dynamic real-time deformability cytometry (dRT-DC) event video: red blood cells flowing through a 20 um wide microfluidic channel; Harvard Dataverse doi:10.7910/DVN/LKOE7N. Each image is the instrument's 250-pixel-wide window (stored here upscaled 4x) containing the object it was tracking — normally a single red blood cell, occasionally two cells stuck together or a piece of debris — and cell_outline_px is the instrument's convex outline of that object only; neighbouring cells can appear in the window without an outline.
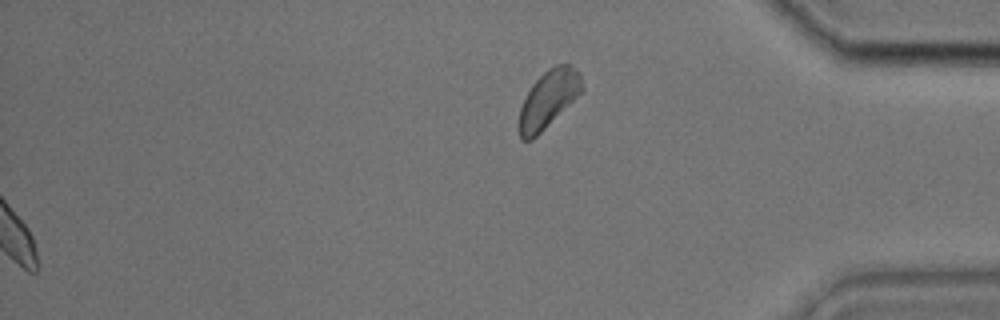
{"species": "common noctule bat (a hibernating species)", "species_latin": "Nyctalus noctula", "temperature_condition": "cold", "stored_images_in_passage": 37, "camera_frame_rate_fps": 3000, "um_per_image_px": 0.085, "animal": {"sex": "male", "body_mass_g": 17.9, "forearm_length_mm": 54.2}, "frame": {"image": 1, "passage_image": 37, "time_ms": 12.0, "image_size_px": [1000, 320], "cell_outline_px": [[580, 92], [532, 140], [524, 140], [520, 136], [520, 108], [528, 92], [536, 80], [544, 72], [556, 64], [568, 64], [580, 76]], "centroid_in_image_um": [46.57, 8.42], "position_along_channel_um": 388.6, "area_um2": 19.65}}